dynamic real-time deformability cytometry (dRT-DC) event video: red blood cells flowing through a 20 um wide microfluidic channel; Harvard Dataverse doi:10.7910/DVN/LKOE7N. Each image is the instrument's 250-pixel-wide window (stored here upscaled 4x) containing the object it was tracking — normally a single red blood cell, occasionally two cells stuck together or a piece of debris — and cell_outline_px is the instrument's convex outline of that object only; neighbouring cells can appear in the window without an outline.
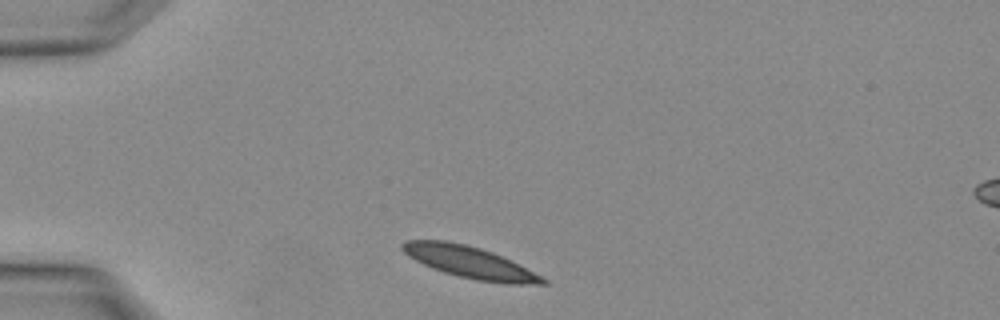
{"species": "Egyptian fruit bat (a non-hibernating species)", "species_latin": "Rousettus aegyptiacus", "temperature_condition": "warm", "stored_images_in_passage": 2, "segment_of_instrument_passage": [1, 2], "camera_frame_rate_fps": 3000, "um_per_image_px": 0.085, "animal": {"sex": "female"}, "frame": {"image": 1, "passage_image": 1, "time_ms": 0.0, "image_size_px": [1000, 320], "cell_outline_px": [[548, 284], [508, 284], [476, 280], [444, 272], [424, 264], [408, 256], [400, 248], [400, 244], [408, 240], [448, 240], [480, 248], [492, 252], [512, 260], [548, 280]], "centroid_in_image_um": [39.94, 22.29], "position_along_channel_um": 45.1, "area_um2": 25.78}}